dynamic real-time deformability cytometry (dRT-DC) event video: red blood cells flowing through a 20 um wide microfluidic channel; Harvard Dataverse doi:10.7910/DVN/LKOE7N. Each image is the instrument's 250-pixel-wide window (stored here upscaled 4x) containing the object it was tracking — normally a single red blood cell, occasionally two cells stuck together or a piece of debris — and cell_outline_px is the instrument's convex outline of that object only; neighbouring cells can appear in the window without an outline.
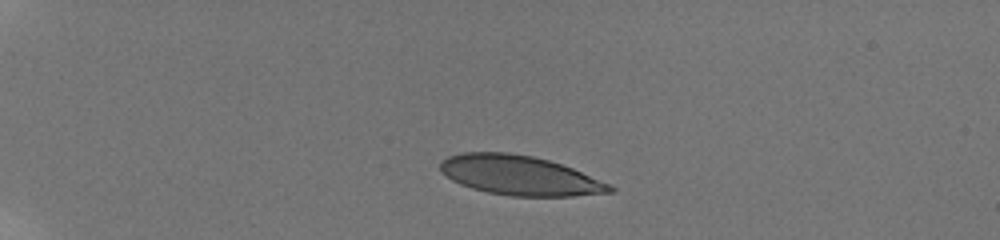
{"species": "human", "species_latin": "Homo sapiens", "temperature_condition": "room temperature", "stored_images_in_passage": 43, "camera_frame_rate_fps": 3000, "um_per_image_px": 0.085, "donor": {"sex": "male"}, "frame": {"image": 1, "passage_image": 1, "time_ms": 0.0, "image_size_px": [1000, 240], "cell_outline_px": [[616, 192], [572, 196], [512, 196], [488, 192], [472, 188], [460, 184], [452, 180], [440, 172], [440, 164], [448, 156], [464, 152], [508, 152], [532, 156], [548, 160], [572, 168], [612, 184], [616, 188]], "centroid_in_image_um": [44.21, 14.91], "position_along_channel_um": 40.8, "area_um2": 39.13}}
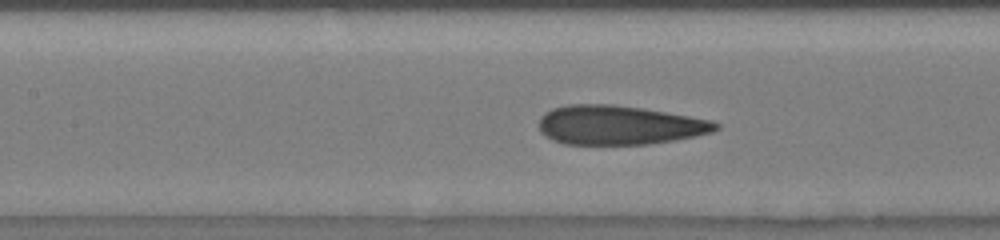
{"frame": {"image": 2, "passage_image": 16, "time_ms": 5.0, "image_size_px": [1000, 240], "cell_outline_px": [[720, 128], [712, 132], [696, 136], [676, 140], [648, 144], [564, 144], [552, 140], [544, 136], [540, 132], [540, 116], [544, 112], [552, 108], [568, 104], [612, 104], [640, 108], [712, 120], [720, 124]], "centroid_in_image_um": [52.61, 10.63], "position_along_channel_um": 154.8, "area_um2": 40.46}}
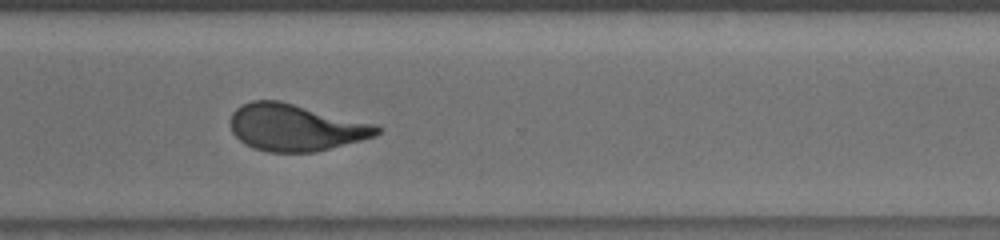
{"frame": {"image": 3, "passage_image": 31, "time_ms": 10.0, "image_size_px": [1000, 240], "cell_outline_px": [[380, 132], [376, 136], [316, 152], [268, 152], [252, 148], [244, 144], [232, 132], [232, 112], [236, 108], [252, 100], [280, 100], [380, 124]], "centroid_in_image_um": [25.17, 10.83], "position_along_channel_um": 345.4, "area_um2": 40.4}, "authors_computed_cell_mechanics": {"area_um2": 40.4022, "velocity_mm_per_s": 3.8226, "shape_relaxation_time_tau1_ms": 7.2642, "shape_relaxation_time_tau2_ms": 0.8862, "deformation_change_tau1": 0.2377, "deformation_change_tau2": 0.0961}}